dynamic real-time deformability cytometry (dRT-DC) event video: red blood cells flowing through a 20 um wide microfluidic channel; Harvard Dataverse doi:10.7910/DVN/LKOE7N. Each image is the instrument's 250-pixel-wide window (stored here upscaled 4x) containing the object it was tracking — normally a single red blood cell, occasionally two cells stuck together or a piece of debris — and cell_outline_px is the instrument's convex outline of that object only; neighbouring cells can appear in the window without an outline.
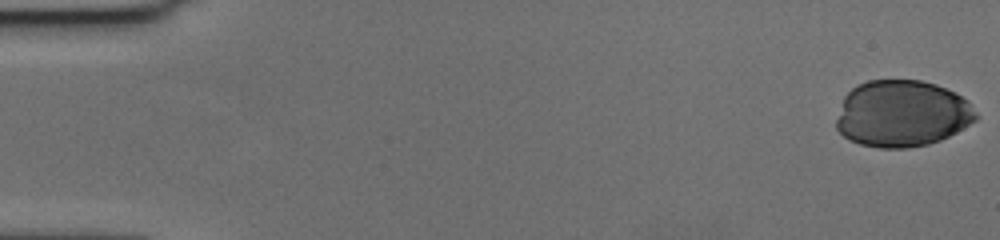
{"species": "human", "species_latin": "Homo sapiens", "temperature_condition": "cold", "stored_images_in_passage": 57, "camera_frame_rate_fps": 3000, "um_per_image_px": 0.085, "donor": {"sex": "female"}, "frame": {"image": 1, "passage_image": 1, "time_ms": 0.0, "image_size_px": [1000, 240], "cell_outline_px": [[976, 120], [956, 132], [940, 140], [928, 144], [908, 148], [880, 148], [860, 144], [848, 140], [836, 128], [836, 120], [844, 96], [856, 84], [868, 80], [920, 80], [936, 84], [956, 92], [968, 100], [976, 112]], "centroid_in_image_um": [76.66, 9.65], "position_along_channel_um": 8.3, "area_um2": 54.45}}